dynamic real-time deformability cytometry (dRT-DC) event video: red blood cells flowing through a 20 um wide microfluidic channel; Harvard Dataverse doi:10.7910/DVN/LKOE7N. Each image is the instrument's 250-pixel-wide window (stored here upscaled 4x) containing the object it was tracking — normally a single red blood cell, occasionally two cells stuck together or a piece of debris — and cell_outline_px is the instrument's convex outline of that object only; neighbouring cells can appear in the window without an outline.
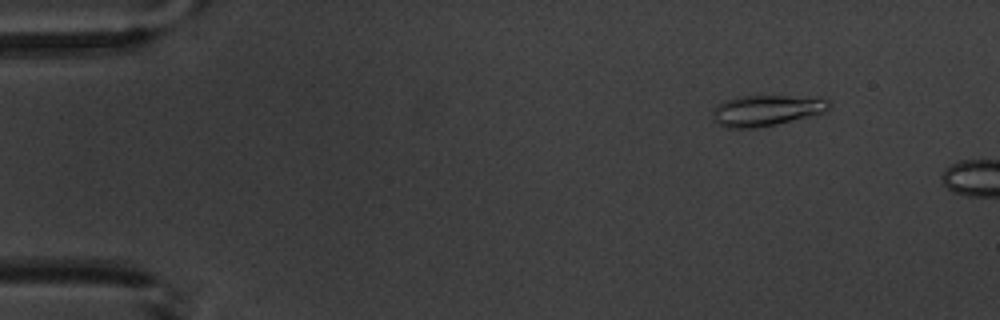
{"species": "common noctule bat (a hibernating species)", "species_latin": "Nyctalus noctula", "temperature_condition": "warm", "stored_images_in_passage": 4, "camera_frame_rate_fps": 3000, "um_per_image_px": 0.085, "animal": {"sex": "male", "body_mass_g": 20.1, "forearm_length_mm": 53.5}, "frame": {"image": 1, "passage_image": 3, "time_ms": 2.0, "image_size_px": [1000, 320], "cell_outline_px": [[832, 104], [824, 112], [812, 116], [776, 124], [756, 128], [728, 128], [712, 120], [712, 112], [716, 104], [724, 100], [740, 96], [820, 96], [828, 100]], "centroid_in_image_um": [65.16, 9.37], "position_along_channel_um": 19.8, "area_um2": 21.33}}